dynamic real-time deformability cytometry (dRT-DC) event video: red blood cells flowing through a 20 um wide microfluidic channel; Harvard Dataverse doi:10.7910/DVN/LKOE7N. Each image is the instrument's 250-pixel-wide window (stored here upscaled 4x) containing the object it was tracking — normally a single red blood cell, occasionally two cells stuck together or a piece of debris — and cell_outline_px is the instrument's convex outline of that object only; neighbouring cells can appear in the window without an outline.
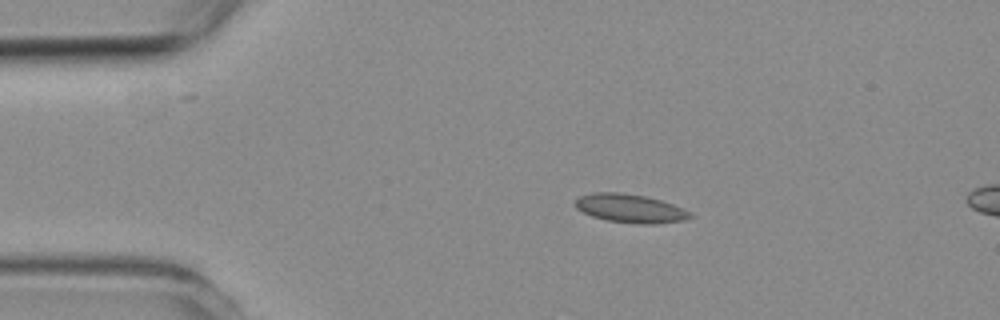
{"species": "common noctule bat (a hibernating species)", "species_latin": "Nyctalus noctula", "temperature_condition": "room temperature", "stored_images_in_passage": 4, "camera_frame_rate_fps": 3000, "um_per_image_px": 0.085, "animal": {"sex": "female", "body_mass_g": 19.3, "forearm_length_mm": 54.1}, "frame": {"image": 1, "passage_image": 2, "time_ms": 1.333, "image_size_px": [1000, 320], "cell_outline_px": [[692, 216], [684, 220], [656, 224], [636, 224], [608, 220], [592, 216], [576, 208], [576, 200], [580, 196], [592, 192], [620, 192], [644, 196], [660, 200], [684, 208], [692, 212]], "centroid_in_image_um": [53.59, 17.71], "position_along_channel_um": 31.4, "area_um2": 19.07}}